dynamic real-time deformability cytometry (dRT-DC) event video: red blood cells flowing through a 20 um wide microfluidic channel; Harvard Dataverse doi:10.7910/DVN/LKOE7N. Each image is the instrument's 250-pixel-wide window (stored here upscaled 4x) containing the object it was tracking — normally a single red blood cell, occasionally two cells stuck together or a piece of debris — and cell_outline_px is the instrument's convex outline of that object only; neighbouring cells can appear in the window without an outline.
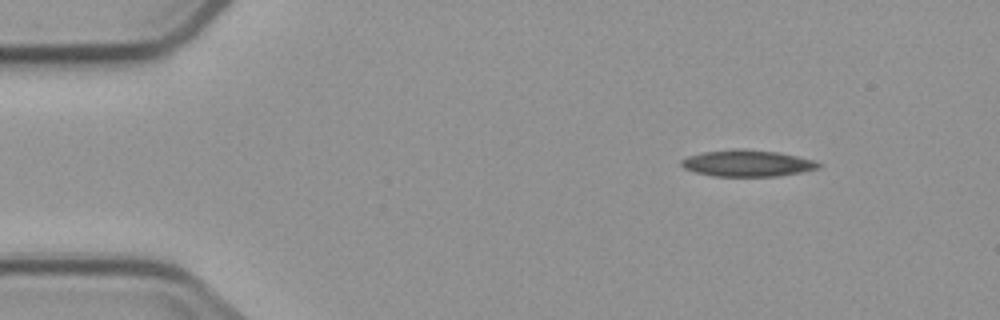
{"species": "common noctule bat (a hibernating species)", "species_latin": "Nyctalus noctula", "temperature_condition": "cold", "stored_images_in_passage": 2, "camera_frame_rate_fps": 3000, "um_per_image_px": 0.085, "animal": {"sex": "male", "body_mass_g": 23.1, "forearm_length_mm": 52.7}, "frame": {"image": 1, "passage_image": 1, "time_ms": 0.0, "image_size_px": [1000, 320], "cell_outline_px": [[824, 164], [820, 168], [800, 172], [776, 176], [712, 176], [696, 172], [684, 168], [680, 164], [680, 160], [688, 156], [704, 152], [732, 148], [744, 148], [776, 152], [796, 156], [812, 160]], "centroid_in_image_um": [63.5, 13.87], "position_along_channel_um": 21.5, "area_um2": 21.21}}
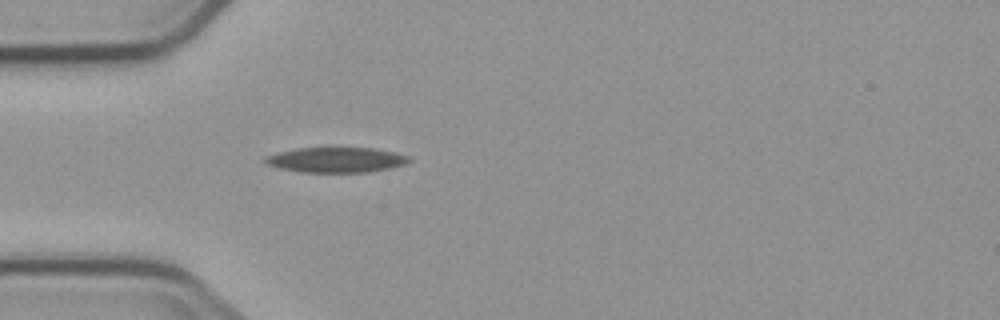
{"frame": {"image": 2, "passage_image": 2, "time_ms": 3.0, "image_size_px": [1000, 320], "cell_outline_px": [[412, 160], [408, 164], [392, 168], [368, 172], [300, 172], [280, 168], [264, 164], [260, 160], [264, 156], [276, 152], [296, 148], [328, 144], [332, 144], [376, 148], [396, 152], [412, 156]], "centroid_in_image_um": [28.57, 13.52], "position_along_channel_um": 56.4, "area_um2": 22.89}}